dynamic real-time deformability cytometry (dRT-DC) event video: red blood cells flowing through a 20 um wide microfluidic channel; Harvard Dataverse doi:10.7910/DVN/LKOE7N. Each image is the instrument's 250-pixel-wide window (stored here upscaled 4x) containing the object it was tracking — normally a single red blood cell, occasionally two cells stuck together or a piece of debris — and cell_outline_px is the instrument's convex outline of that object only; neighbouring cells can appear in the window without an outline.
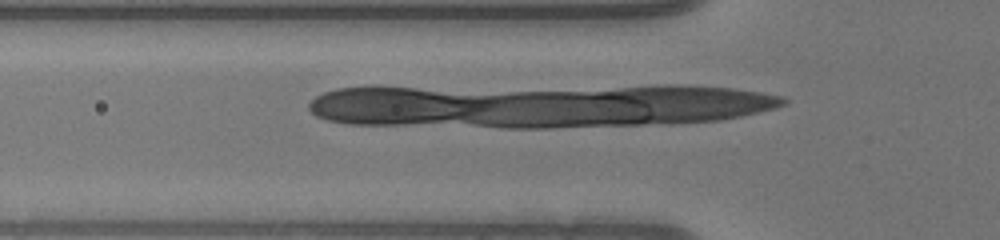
{"species": "human", "species_latin": "Homo sapiens", "temperature_condition": "warm", "stored_images_in_passage": 17, "camera_frame_rate_fps": 3000, "um_per_image_px": 0.085, "donor": {"sex": "male"}, "frame": {"image": 1, "passage_image": 17, "time_ms": 5.333, "image_size_px": [1000, 240], "cell_outline_px": [[652, 116], [644, 120], [568, 124], [528, 124], [548, 96], [632, 96], [640, 100], [644, 104]], "centroid_in_image_um": [50.14, 9.35], "position_along_channel_um": 75.7, "area_um2": 20.52}}